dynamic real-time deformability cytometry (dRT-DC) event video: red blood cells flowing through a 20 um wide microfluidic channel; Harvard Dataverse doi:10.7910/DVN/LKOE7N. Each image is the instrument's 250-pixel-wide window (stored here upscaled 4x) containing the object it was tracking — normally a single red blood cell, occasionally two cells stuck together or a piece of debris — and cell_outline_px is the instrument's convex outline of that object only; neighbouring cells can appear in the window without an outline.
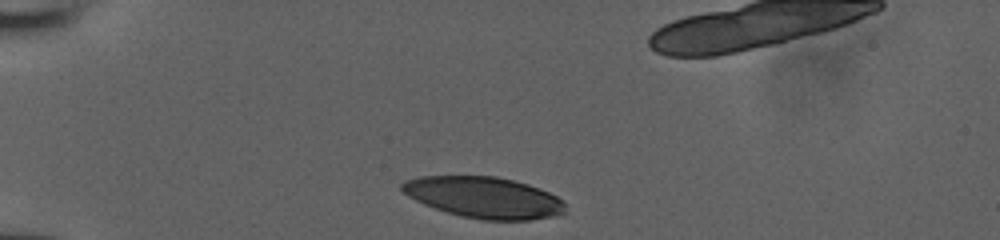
{"species": "human", "species_latin": "Homo sapiens", "temperature_condition": "room temperature", "stored_images_in_passage": 31, "camera_frame_rate_fps": 3000, "um_per_image_px": 0.085, "donor": {"sex": "male"}, "frame": {"image": 1, "passage_image": 1, "time_ms": 0.0, "image_size_px": [1000, 240], "cell_outline_px": [[564, 212], [556, 216], [532, 220], [484, 220], [460, 216], [424, 204], [408, 196], [400, 188], [400, 184], [404, 180], [420, 176], [496, 176], [528, 184], [548, 192], [564, 200]], "centroid_in_image_um": [41.13, 16.78], "position_along_channel_um": 43.9, "area_um2": 39.19}}
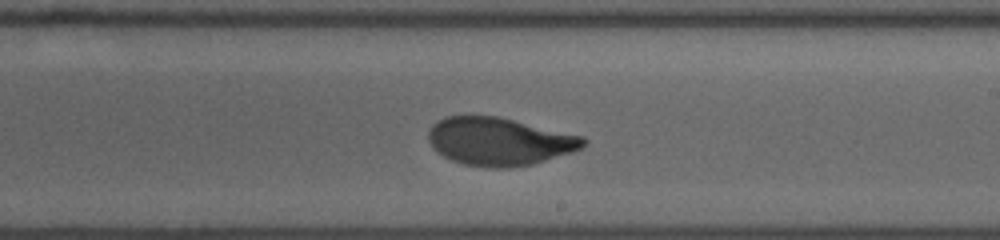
{"frame": {"image": 2, "passage_image": 19, "time_ms": 6.0, "image_size_px": [1000, 240], "cell_outline_px": [[588, 144], [572, 152], [532, 164], [508, 168], [488, 168], [464, 164], [452, 160], [436, 152], [432, 148], [428, 140], [428, 132], [432, 124], [444, 116], [496, 116], [584, 136], [588, 140]], "centroid_in_image_um": [42.43, 12.02], "position_along_channel_um": 246.6, "area_um2": 43.41}}
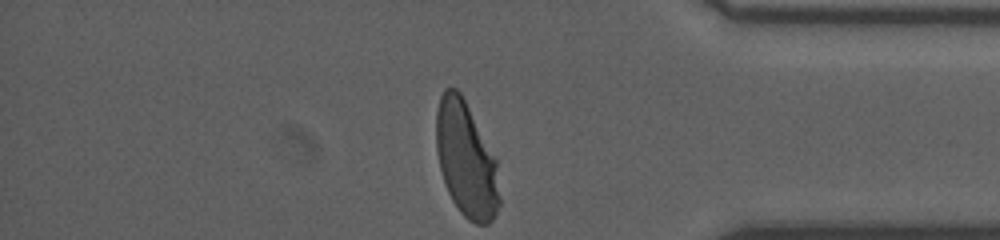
{"frame": {"image": 3, "passage_image": 31, "time_ms": 10.0, "image_size_px": [1000, 240], "cell_outline_px": [[500, 204], [492, 220], [488, 224], [476, 224], [468, 220], [460, 212], [452, 200], [444, 184], [436, 152], [436, 112], [440, 96], [444, 88], [456, 88], [460, 92], [496, 156], [500, 196]], "centroid_in_image_um": [39.62, 13.57], "position_along_channel_um": 395.6, "area_um2": 42.89}}